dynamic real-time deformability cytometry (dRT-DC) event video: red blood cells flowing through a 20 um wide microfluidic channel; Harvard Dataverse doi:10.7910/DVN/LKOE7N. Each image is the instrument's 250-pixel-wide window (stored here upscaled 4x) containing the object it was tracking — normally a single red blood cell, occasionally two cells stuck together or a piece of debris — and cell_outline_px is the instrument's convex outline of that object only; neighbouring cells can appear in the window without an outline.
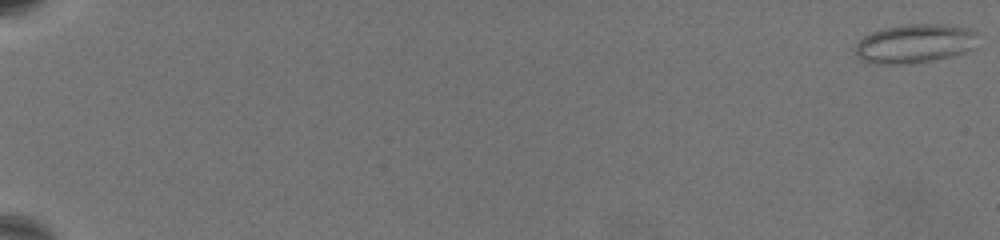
{"species": "common noctule bat (a hibernating species)", "species_latin": "Nyctalus noctula", "temperature_condition": "warm", "stored_images_in_passage": 68, "camera_frame_rate_fps": 3000, "um_per_image_px": 0.085, "animal": {"sex": "female", "body_mass_g": 19.5, "forearm_length_mm": 54.1}, "frame": {"image": 1, "passage_image": 1, "time_ms": 0.0, "image_size_px": [1000, 240], "cell_outline_px": [[976, 32], [972, 48], [964, 52], [932, 60], [904, 64], [876, 64], [860, 60], [856, 56], [856, 44], [864, 36], [872, 32], [884, 28], [908, 24], [940, 24], [968, 28]], "centroid_in_image_um": [77.69, 3.71], "position_along_channel_um": 7.3, "area_um2": 27.4}}
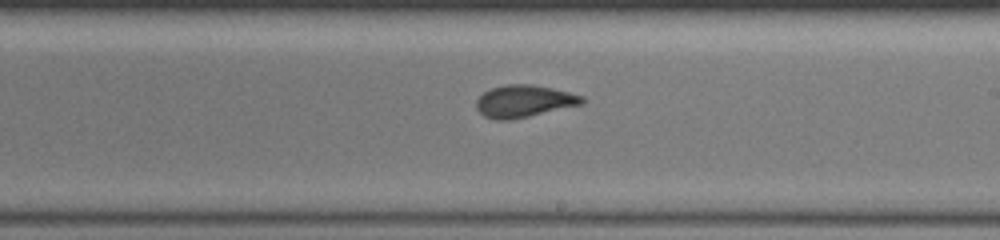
{"frame": {"image": 2, "passage_image": 44, "time_ms": 14.333, "image_size_px": [1000, 240], "cell_outline_px": [[584, 100], [580, 104], [528, 116], [508, 120], [496, 120], [484, 116], [476, 108], [476, 100], [484, 92], [492, 88], [504, 84], [532, 84], [552, 88], [584, 96]], "centroid_in_image_um": [44.49, 8.59], "position_along_channel_um": 244.5, "area_um2": 19.54}}
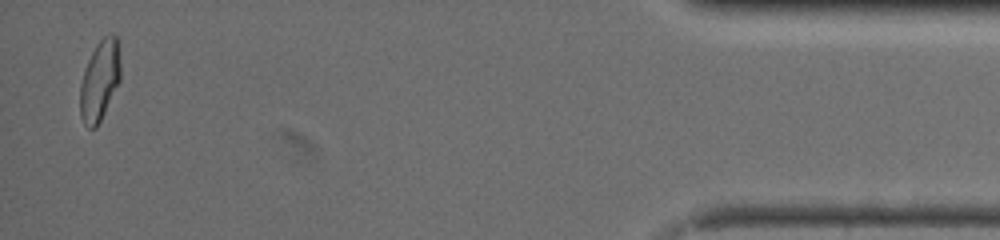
{"frame": {"image": 3, "passage_image": 67, "time_ms": 22.0, "image_size_px": [1000, 240], "cell_outline_px": [[120, 80], [96, 128], [88, 128], [84, 124], [80, 116], [80, 84], [84, 68], [96, 44], [108, 32], [112, 32], [116, 36], [120, 64]], "centroid_in_image_um": [8.46, 6.82], "position_along_channel_um": 426.7, "area_um2": 18.84}, "authors_computed_cell_mechanics": {"area_um2": 19.8832, "velocity_mm_per_s": 3.2812, "shape_relaxation_time_tau1_ms": 10.4186, "shape_relaxation_time_tau2_ms": 1.2448, "deformation_change_tau1": 0.2489, "deformation_change_tau2": 0.0736}}